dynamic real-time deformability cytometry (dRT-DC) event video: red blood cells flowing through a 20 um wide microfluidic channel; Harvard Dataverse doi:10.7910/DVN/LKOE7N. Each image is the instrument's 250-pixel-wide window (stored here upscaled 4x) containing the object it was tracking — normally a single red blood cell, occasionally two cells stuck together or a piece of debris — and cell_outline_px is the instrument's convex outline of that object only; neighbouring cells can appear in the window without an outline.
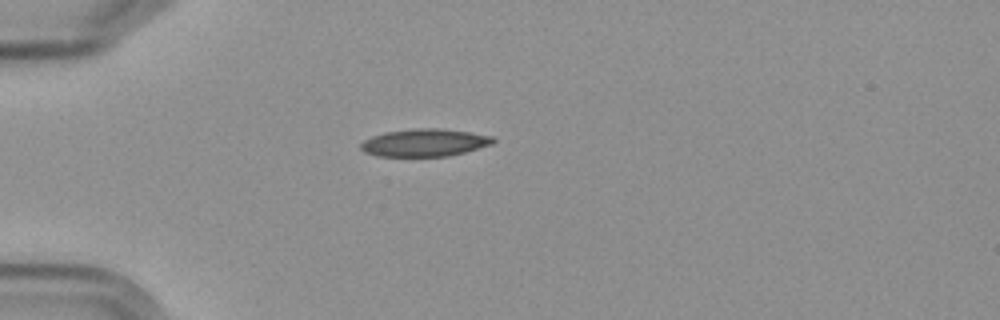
{"species": "Egyptian fruit bat (a non-hibernating species)", "species_latin": "Rousettus aegyptiacus", "temperature_condition": "cold", "stored_images_in_passage": 2, "camera_frame_rate_fps": 3000, "um_per_image_px": 0.085, "frame": {"image": 1, "passage_image": 1, "time_ms": 0.0, "image_size_px": [1000, 320], "cell_outline_px": [[496, 140], [492, 144], [464, 152], [448, 156], [376, 156], [364, 152], [360, 148], [360, 144], [364, 140], [372, 136], [384, 132], [412, 128], [440, 128], [468, 132], [492, 136]], "centroid_in_image_um": [36.05, 12.12], "position_along_channel_um": 48.9, "area_um2": 21.27}}